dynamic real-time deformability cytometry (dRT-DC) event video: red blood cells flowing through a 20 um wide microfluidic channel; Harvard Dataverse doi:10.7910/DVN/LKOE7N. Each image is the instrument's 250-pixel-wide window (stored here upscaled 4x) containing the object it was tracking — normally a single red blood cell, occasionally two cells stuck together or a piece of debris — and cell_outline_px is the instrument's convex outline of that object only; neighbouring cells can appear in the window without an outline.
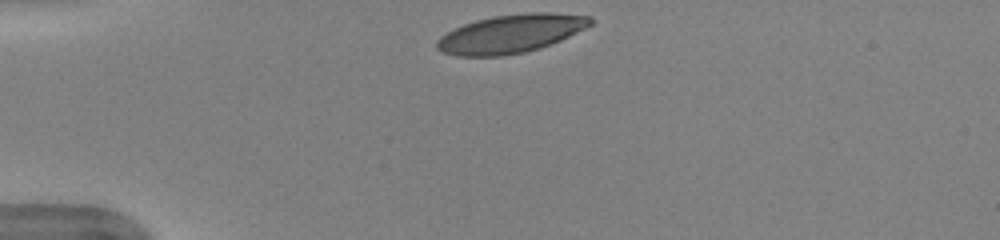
{"species": "human", "species_latin": "Homo sapiens", "temperature_condition": "warm", "stored_images_in_passage": 32, "camera_frame_rate_fps": 3000, "um_per_image_px": 0.085, "donor": {"sex": "female"}, "frame": {"image": 1, "passage_image": 1, "time_ms": 0.0, "image_size_px": [1000, 240], "cell_outline_px": [[592, 24], [560, 40], [540, 48], [524, 52], [504, 56], [456, 56], [444, 52], [436, 48], [436, 40], [440, 36], [464, 24], [476, 20], [492, 16], [528, 12], [552, 12], [592, 16]], "centroid_in_image_um": [43.41, 2.86], "position_along_channel_um": 41.6, "area_um2": 34.28}}
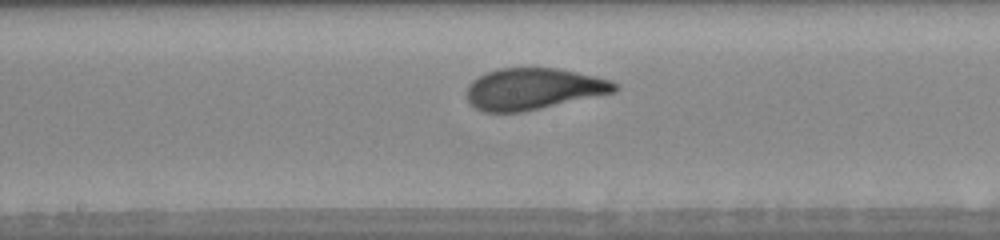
{"frame": {"image": 2, "passage_image": 16, "time_ms": 5.0, "image_size_px": [1000, 240], "cell_outline_px": [[620, 88], [616, 92], [520, 112], [480, 112], [464, 96], [468, 84], [472, 80], [488, 72], [500, 68], [556, 68], [596, 76], [612, 80], [620, 84]], "centroid_in_image_um": [45.34, 7.55], "position_along_channel_um": 202.9, "area_um2": 35.84}}
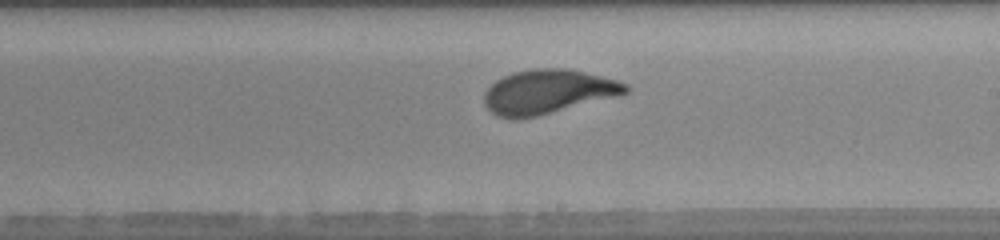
{"frame": {"image": 3, "passage_image": 19, "time_ms": 6.0, "image_size_px": [1000, 240], "cell_outline_px": [[628, 92], [620, 96], [536, 116], [516, 120], [512, 120], [496, 116], [484, 104], [484, 92], [496, 80], [512, 72], [536, 68], [564, 68], [584, 72], [616, 80], [628, 84]], "centroid_in_image_um": [46.56, 7.81], "position_along_channel_um": 242.4, "area_um2": 36.53}, "authors_computed_cell_mechanics": {"area_um2": 36.0383, "velocity_mm_per_s": 3.9623, "shape_relaxation_time_tau1_ms": 2.8264, "shape_relaxation_time_tau2_ms": null, "deformation_change_tau1": 0.1599, "deformation_change_tau2": null}}